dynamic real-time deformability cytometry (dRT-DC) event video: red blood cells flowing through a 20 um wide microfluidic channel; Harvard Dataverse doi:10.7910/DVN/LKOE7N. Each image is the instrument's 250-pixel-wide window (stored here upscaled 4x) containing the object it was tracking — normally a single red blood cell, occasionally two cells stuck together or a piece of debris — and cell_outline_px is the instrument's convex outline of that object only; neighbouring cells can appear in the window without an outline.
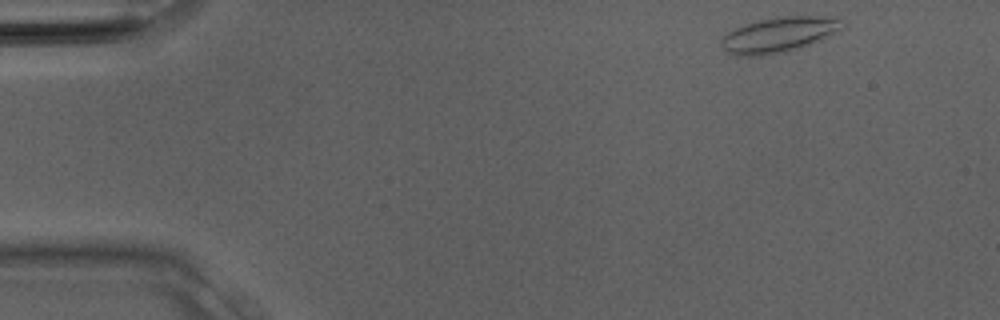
{"species": "Egyptian fruit bat (a non-hibernating species)", "species_latin": "Rousettus aegyptiacus", "temperature_condition": "room temperature", "stored_images_in_passage": 6, "camera_frame_rate_fps": 3000, "um_per_image_px": 0.085, "animal": {"sex": "male"}, "frame": {"image": 1, "passage_image": 1, "time_ms": 0.0, "image_size_px": [1000, 320], "cell_outline_px": [[844, 24], [840, 28], [820, 40], [812, 44], [788, 52], [760, 56], [736, 56], [720, 48], [720, 40], [732, 28], [744, 24], [760, 20], [784, 16], [816, 16], [844, 20]], "centroid_in_image_um": [66.12, 2.98], "position_along_channel_um": 18.9, "area_um2": 24.85}}